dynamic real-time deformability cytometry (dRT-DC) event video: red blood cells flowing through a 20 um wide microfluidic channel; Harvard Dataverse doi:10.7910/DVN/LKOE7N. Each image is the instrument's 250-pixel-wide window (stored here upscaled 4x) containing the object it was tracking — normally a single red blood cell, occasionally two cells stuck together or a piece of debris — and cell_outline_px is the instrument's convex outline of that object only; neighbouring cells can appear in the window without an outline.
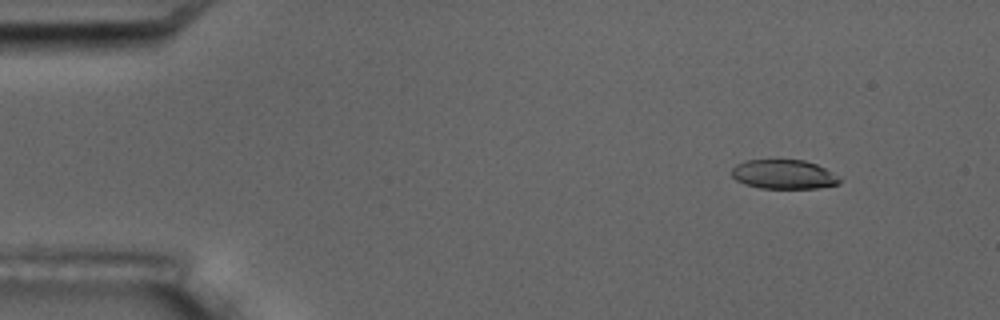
{"species": "common noctule bat (a hibernating species)", "species_latin": "Nyctalus noctula", "temperature_condition": "room temperature", "stored_images_in_passage": 4, "camera_frame_rate_fps": 3000, "um_per_image_px": 0.085, "animal": {"sex": "male", "body_mass_g": 17.5, "forearm_length_mm": 52.3}, "frame": {"image": 1, "passage_image": 1, "time_ms": 0.0, "image_size_px": [1000, 320], "cell_outline_px": [[840, 184], [816, 188], [760, 188], [744, 184], [736, 180], [728, 172], [736, 164], [744, 160], [804, 160], [816, 164], [824, 168], [836, 176], [840, 180]], "centroid_in_image_um": [66.54, 14.82], "position_along_channel_um": 18.5, "area_um2": 18.38}}
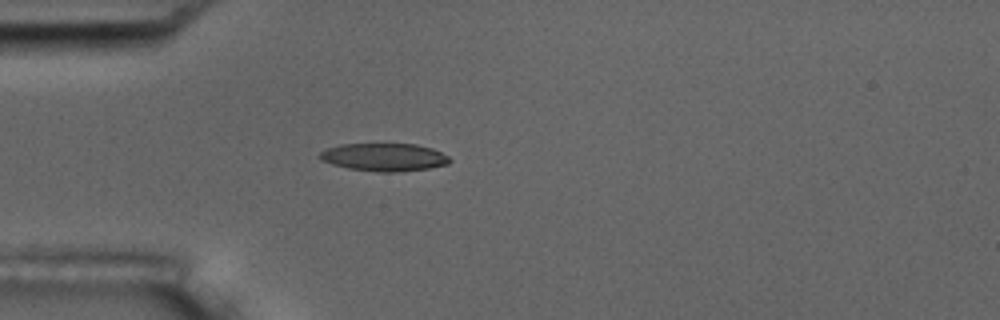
{"frame": {"image": 2, "passage_image": 4, "time_ms": 3.333, "image_size_px": [1000, 320], "cell_outline_px": [[452, 160], [448, 164], [428, 168], [396, 172], [376, 172], [348, 168], [332, 164], [320, 160], [320, 152], [328, 148], [340, 144], [416, 144], [432, 148], [448, 156]], "centroid_in_image_um": [32.66, 13.36], "position_along_channel_um": 52.3, "area_um2": 21.04}}